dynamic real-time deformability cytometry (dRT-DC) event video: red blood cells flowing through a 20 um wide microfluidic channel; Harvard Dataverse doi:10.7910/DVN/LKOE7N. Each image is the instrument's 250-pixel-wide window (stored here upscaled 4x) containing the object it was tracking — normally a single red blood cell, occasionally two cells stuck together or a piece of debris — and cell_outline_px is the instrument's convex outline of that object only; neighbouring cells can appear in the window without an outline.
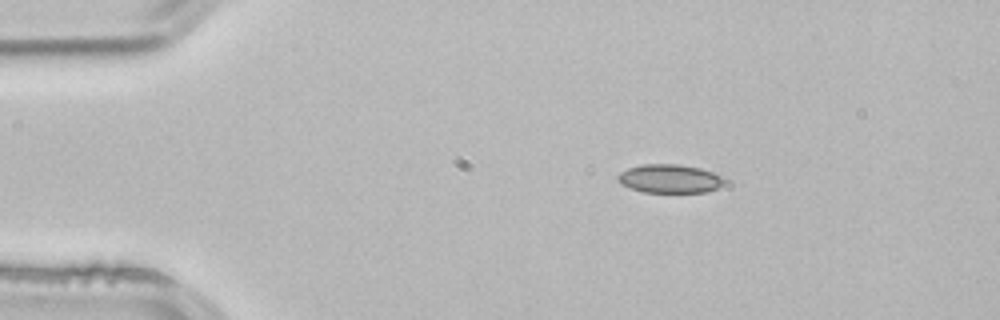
{"species": "common noctule bat (a hibernating species)", "species_latin": "Nyctalus noctula", "temperature_condition": "room temperature", "stored_images_in_passage": 2, "camera_frame_rate_fps": 3000, "um_per_image_px": 0.085, "animal": {"sex": "male", "body_mass_g": 21.5, "forearm_length_mm": 52.0}, "frame": {"image": 1, "passage_image": 1, "time_ms": 0.0, "image_size_px": [1000, 320], "cell_outline_px": [[724, 180], [716, 188], [704, 192], [644, 192], [620, 184], [616, 176], [620, 172], [628, 168], [644, 164], [680, 164], [700, 168], [724, 176]], "centroid_in_image_um": [56.89, 15.17], "position_along_channel_um": 28.1, "area_um2": 17.63}}